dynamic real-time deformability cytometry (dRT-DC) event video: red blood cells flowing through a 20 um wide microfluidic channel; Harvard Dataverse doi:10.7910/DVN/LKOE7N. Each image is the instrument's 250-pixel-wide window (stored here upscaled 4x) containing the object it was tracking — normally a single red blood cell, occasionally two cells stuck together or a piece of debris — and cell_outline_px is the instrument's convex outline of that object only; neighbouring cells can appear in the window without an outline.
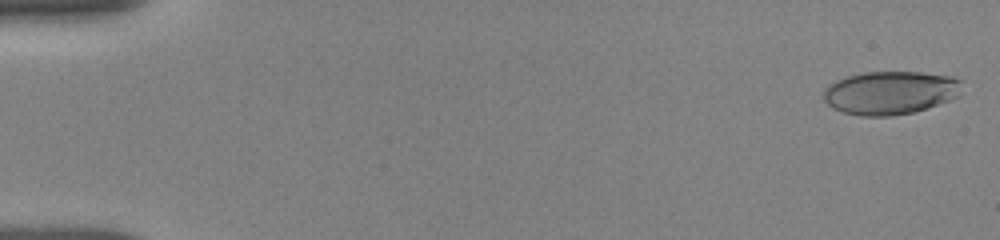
{"species": "human", "species_latin": "Homo sapiens", "temperature_condition": "room temperature", "stored_images_in_passage": 56, "camera_frame_rate_fps": 3000, "um_per_image_px": 0.085, "donor": {"sex": "female"}, "frame": {"image": 1, "passage_image": 1, "time_ms": 0.0, "image_size_px": [1000, 240], "cell_outline_px": [[960, 80], [956, 96], [948, 100], [912, 112], [892, 116], [860, 116], [844, 112], [832, 108], [824, 100], [824, 92], [832, 84], [848, 76], [864, 72], [920, 72], [952, 76]], "centroid_in_image_um": [75.64, 7.88], "position_along_channel_um": 9.4, "area_um2": 34.16}}
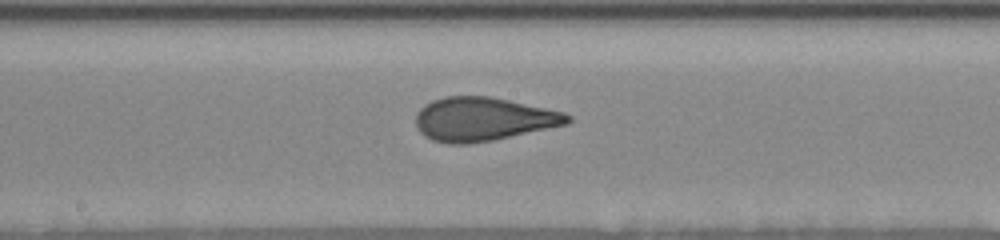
{"frame": {"image": 2, "passage_image": 27, "time_ms": 9.0, "image_size_px": [1000, 240], "cell_outline_px": [[572, 120], [568, 124], [492, 140], [468, 144], [448, 144], [432, 140], [424, 136], [420, 132], [416, 124], [416, 112], [424, 104], [432, 100], [444, 96], [488, 96], [508, 100], [564, 112], [572, 116]], "centroid_in_image_um": [41.04, 10.13], "position_along_channel_um": 207.2, "area_um2": 38.61}}
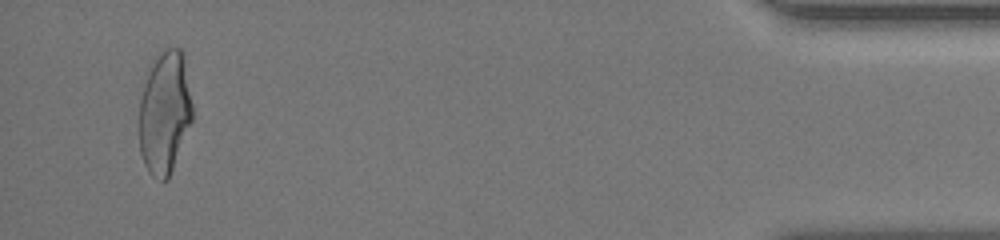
{"frame": {"image": 3, "passage_image": 55, "time_ms": 16.333, "image_size_px": [1000, 240], "cell_outline_px": [[192, 120], [168, 180], [160, 180], [152, 176], [148, 172], [144, 164], [140, 152], [140, 100], [144, 84], [152, 56], [168, 48], [180, 48], [184, 52], [192, 104]], "centroid_in_image_um": [14.0, 9.52], "position_along_channel_um": 421.2, "area_um2": 38.32}, "authors_computed_cell_mechanics": {"area_um2": 37.6856, "velocity_mm_per_s": 3.8632, "shape_relaxation_time_tau1_ms": 4.4417, "shape_relaxation_time_tau2_ms": 0.9393, "deformation_change_tau1": 0.1883, "deformation_change_tau2": 0.0862}}